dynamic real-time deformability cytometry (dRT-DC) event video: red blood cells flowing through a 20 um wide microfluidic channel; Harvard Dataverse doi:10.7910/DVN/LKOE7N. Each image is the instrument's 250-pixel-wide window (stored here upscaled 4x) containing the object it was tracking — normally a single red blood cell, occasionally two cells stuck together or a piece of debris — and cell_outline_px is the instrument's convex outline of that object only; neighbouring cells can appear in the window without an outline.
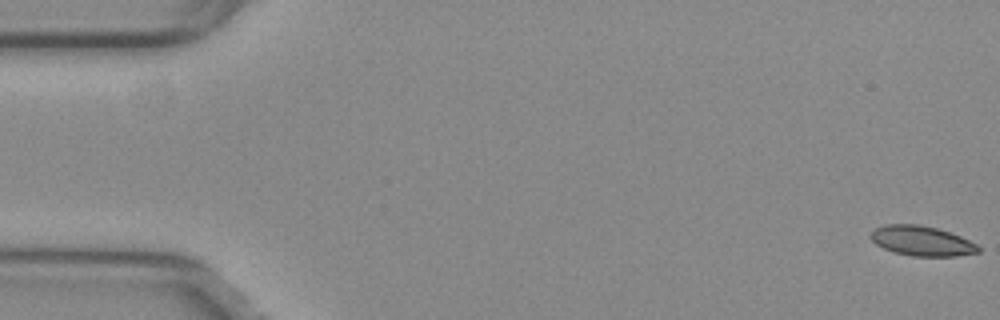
{"species": "common noctule bat (a hibernating species)", "species_latin": "Nyctalus noctula", "temperature_condition": "warm", "stored_images_in_passage": 55, "camera_frame_rate_fps": 3000, "um_per_image_px": 0.085, "animal": {"sex": "female", "body_mass_g": 29.2, "forearm_length_mm": 56.3}, "frame": {"image": 1, "passage_image": 1, "time_ms": 0.0, "image_size_px": [1000, 320], "cell_outline_px": [[980, 252], [956, 256], [912, 256], [892, 252], [876, 244], [868, 236], [876, 228], [884, 224], [920, 224], [936, 228], [960, 236], [976, 244], [980, 248]], "centroid_in_image_um": [78.32, 20.48], "position_along_channel_um": 6.7, "area_um2": 18.73}}
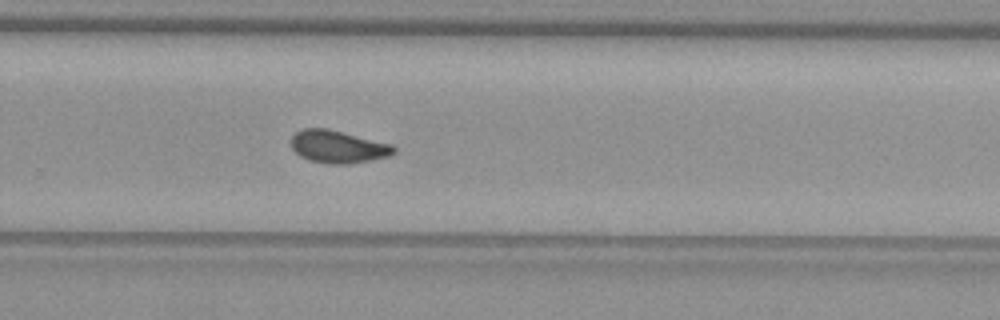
{"frame": {"image": 2, "passage_image": 36, "time_ms": 11.667, "image_size_px": [1000, 320], "cell_outline_px": [[396, 152], [388, 156], [372, 160], [348, 164], [332, 164], [308, 160], [300, 156], [292, 148], [292, 136], [296, 132], [304, 128], [328, 128], [392, 144], [396, 148]], "centroid_in_image_um": [28.74, 12.47], "position_along_channel_um": 301.1, "area_um2": 19.54}}
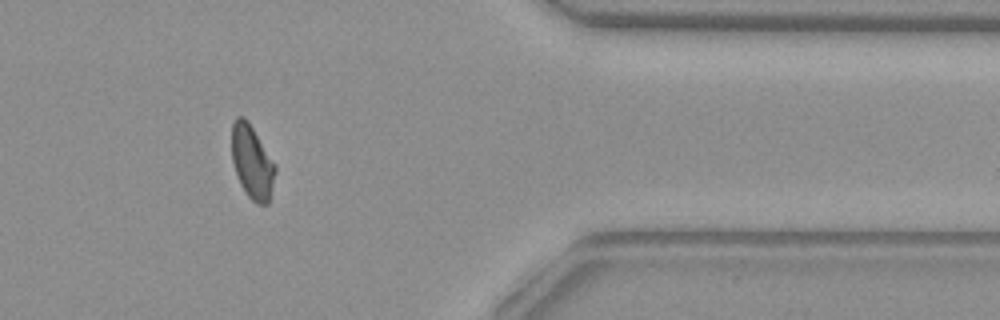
{"frame": {"image": 3, "passage_image": 45, "time_ms": 14.667, "image_size_px": [1000, 320], "cell_outline_px": [[276, 172], [268, 204], [256, 204], [244, 192], [240, 184], [232, 160], [232, 124], [236, 116], [244, 116], [248, 120], [276, 164]], "centroid_in_image_um": [21.43, 13.76], "position_along_channel_um": 390.0, "area_um2": 18.79}, "authors_computed_cell_mechanics": {"area_um2": 19.363, "velocity_mm_per_s": 3.8012, "shape_relaxation_time_tau1_ms": null, "shape_relaxation_time_tau2_ms": 2.5847, "deformation_change_tau1": null, "deformation_change_tau2": 0.0761}}